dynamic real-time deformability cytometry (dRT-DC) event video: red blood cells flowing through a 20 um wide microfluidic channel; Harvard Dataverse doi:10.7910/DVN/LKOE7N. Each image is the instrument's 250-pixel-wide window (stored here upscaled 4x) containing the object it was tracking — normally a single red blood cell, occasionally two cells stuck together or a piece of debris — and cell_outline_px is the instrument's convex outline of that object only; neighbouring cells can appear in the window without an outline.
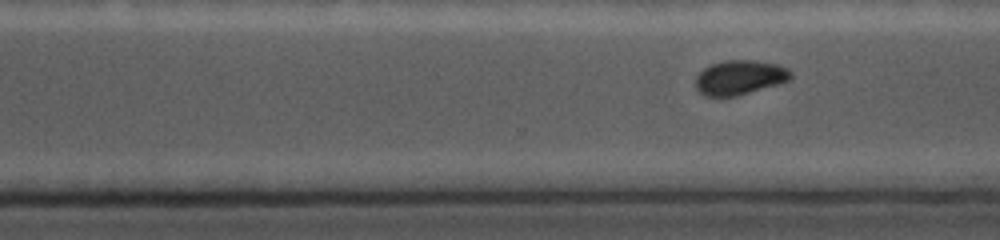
{"species": "common noctule bat (a hibernating species)", "species_latin": "Nyctalus noctula", "temperature_condition": "cold", "stored_images_in_passage": 41, "camera_frame_rate_fps": 5000, "um_per_image_px": 0.085, "animal": {"sex": "female", "body_mass_g": 19.0, "forearm_length_mm": 56.7}, "frame": {"image": 1, "passage_image": 23, "time_ms": 4.4, "image_size_px": [1000, 240], "cell_outline_px": [[792, 76], [788, 80], [780, 84], [736, 96], [704, 96], [696, 88], [696, 76], [704, 68], [712, 64], [724, 60], [756, 60], [776, 64], [788, 68], [792, 72]], "centroid_in_image_um": [62.89, 6.58], "position_along_channel_um": 307.7, "area_um2": 19.19}}
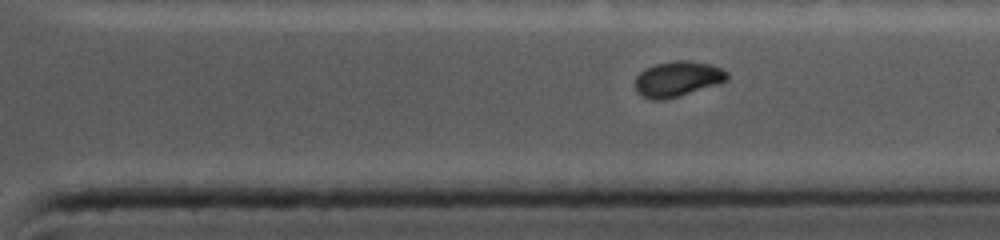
{"frame": {"image": 2, "passage_image": 29, "time_ms": 5.6, "image_size_px": [1000, 240], "cell_outline_px": [[728, 80], [720, 84], [680, 96], [664, 100], [652, 100], [640, 96], [636, 92], [636, 76], [644, 68], [656, 64], [680, 60], [688, 60], [712, 64], [728, 72]], "centroid_in_image_um": [57.6, 6.72], "position_along_channel_um": 353.8, "area_um2": 19.25}}
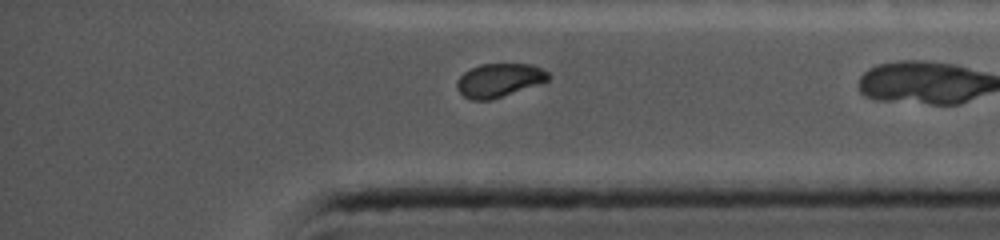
{"frame": {"image": 3, "passage_image": 34, "time_ms": 6.6, "image_size_px": [1000, 240], "cell_outline_px": [[552, 76], [544, 84], [492, 100], [472, 100], [464, 96], [456, 88], [456, 84], [460, 76], [464, 72], [480, 64], [532, 64], [548, 72]], "centroid_in_image_um": [42.49, 6.83], "position_along_channel_um": 392.7, "area_um2": 18.26}}